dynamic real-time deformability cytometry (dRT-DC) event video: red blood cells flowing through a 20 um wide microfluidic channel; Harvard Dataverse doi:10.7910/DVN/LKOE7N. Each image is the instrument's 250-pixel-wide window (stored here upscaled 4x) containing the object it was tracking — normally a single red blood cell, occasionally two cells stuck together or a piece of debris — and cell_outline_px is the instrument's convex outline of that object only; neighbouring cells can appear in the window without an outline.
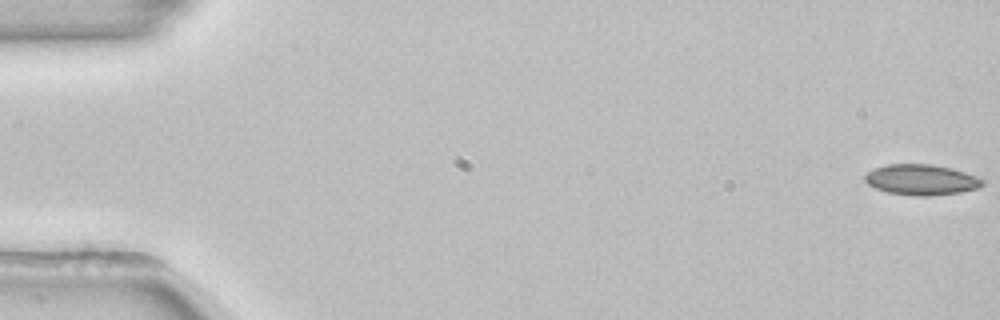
{"species": "common noctule bat (a hibernating species)", "species_latin": "Nyctalus noctula", "temperature_condition": "room temperature", "stored_images_in_passage": 54, "camera_frame_rate_fps": 3000, "um_per_image_px": 0.085, "animal": {"sex": "female", "body_mass_g": 22.7, "forearm_length_mm": 54.2}, "frame": {"image": 1, "passage_image": 1, "time_ms": 0.0, "image_size_px": [1000, 320], "cell_outline_px": [[984, 184], [980, 188], [960, 192], [928, 196], [916, 196], [888, 192], [876, 188], [868, 184], [864, 180], [864, 176], [868, 172], [876, 168], [888, 164], [932, 164], [952, 168], [976, 176], [984, 180]], "centroid_in_image_um": [78.34, 15.28], "position_along_channel_um": 6.7, "area_um2": 20.92}}
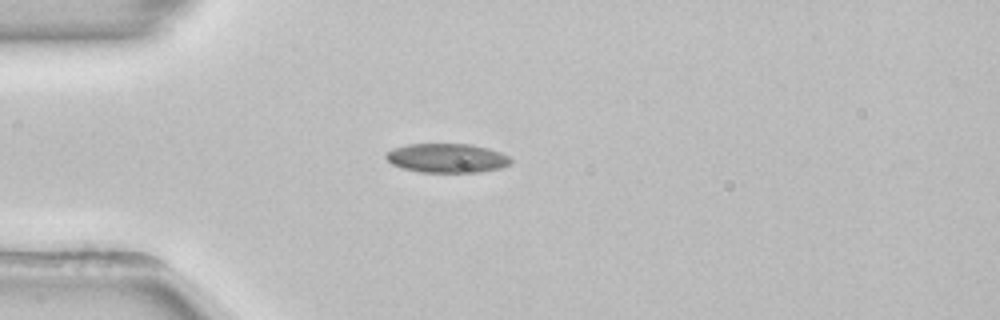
{"frame": {"image": 2, "passage_image": 15, "time_ms": 4.667, "image_size_px": [1000, 320], "cell_outline_px": [[512, 160], [508, 164], [500, 168], [480, 172], [420, 172], [404, 168], [392, 164], [384, 156], [384, 152], [392, 148], [408, 144], [472, 144], [488, 148], [500, 152], [508, 156]], "centroid_in_image_um": [37.96, 13.43], "position_along_channel_um": 47.0, "area_um2": 21.21}}
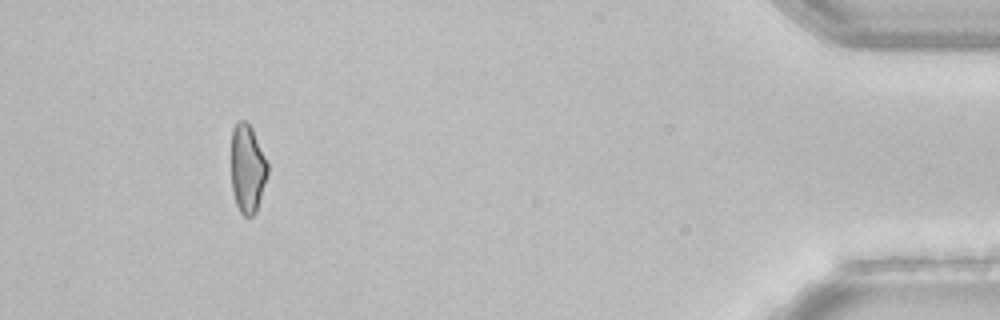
{"frame": {"image": 3, "passage_image": 50, "time_ms": 16.333, "image_size_px": [1000, 320], "cell_outline_px": [[268, 172], [256, 212], [252, 216], [244, 216], [240, 212], [236, 204], [232, 192], [232, 128], [240, 120], [244, 120], [252, 128], [268, 164]], "centroid_in_image_um": [21.03, 14.35], "position_along_channel_um": 414.2, "area_um2": 18.55}, "authors_computed_cell_mechanics": {"area_um2": 20.519, "velocity_mm_per_s": 3.8612, "shape_relaxation_time_tau1_ms": 6.6416, "shape_relaxation_time_tau2_ms": 11.1412, "deformation_change_tau1": 0.1317, "deformation_change_tau2": 0.1456}}